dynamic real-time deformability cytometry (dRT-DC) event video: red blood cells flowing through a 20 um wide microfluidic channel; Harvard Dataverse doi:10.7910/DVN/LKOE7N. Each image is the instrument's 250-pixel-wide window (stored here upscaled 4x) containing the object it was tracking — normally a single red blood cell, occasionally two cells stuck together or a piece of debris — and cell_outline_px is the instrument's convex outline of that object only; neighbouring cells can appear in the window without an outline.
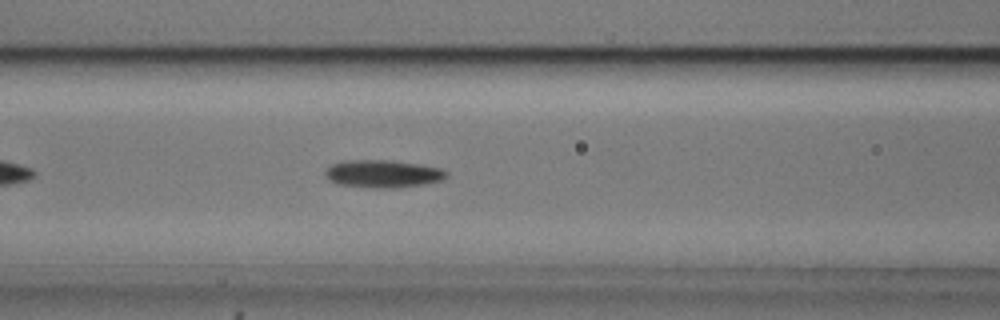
{"species": "common noctule bat (a hibernating species)", "species_latin": "Nyctalus noctula", "temperature_condition": "cold", "stored_images_in_passage": 39, "camera_frame_rate_fps": 3000, "um_per_image_px": 0.085, "animal": {"sex": "male", "body_mass_g": 20.5, "forearm_length_mm": 52.5}, "frame": {"image": 1, "passage_image": 11, "time_ms": 3.333, "image_size_px": [1000, 320], "cell_outline_px": [[448, 176], [444, 180], [424, 184], [396, 188], [384, 188], [340, 184], [332, 180], [324, 172], [332, 164], [344, 160], [392, 160], [420, 164], [440, 168], [448, 172]], "centroid_in_image_um": [32.63, 14.75], "position_along_channel_um": 134.0, "area_um2": 19.36}, "authors_computed_cell_mechanics": {"area_um2": 17.8602, "velocity_mm_per_s": 3.7194, "shape_relaxation_time_tau1_ms": 3.9671, "shape_relaxation_time_tau2_ms": null, "deformation_change_tau1": 0.1177, "deformation_change_tau2": null}}